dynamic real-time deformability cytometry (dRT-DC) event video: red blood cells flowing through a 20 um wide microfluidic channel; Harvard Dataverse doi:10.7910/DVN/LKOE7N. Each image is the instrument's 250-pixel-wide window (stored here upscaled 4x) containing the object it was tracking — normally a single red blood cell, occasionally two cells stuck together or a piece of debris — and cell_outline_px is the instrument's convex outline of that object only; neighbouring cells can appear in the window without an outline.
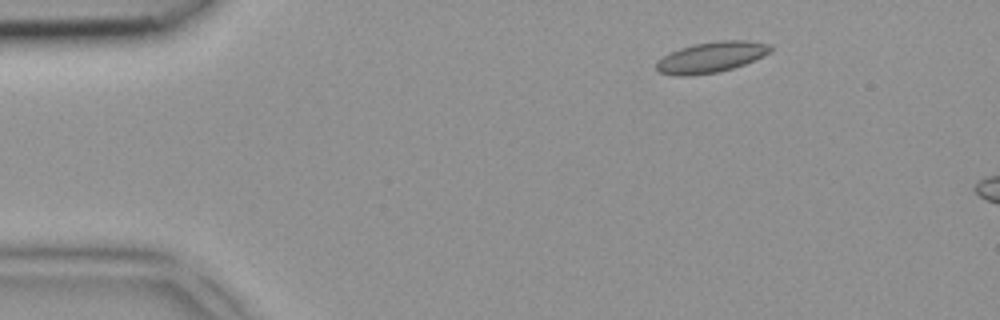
{"species": "common noctule bat (a hibernating species)", "species_latin": "Nyctalus noctula", "temperature_condition": "room temperature", "stored_images_in_passage": 2, "camera_frame_rate_fps": 3000, "um_per_image_px": 0.085, "animal": {"sex": "female", "body_mass_g": 18.4}, "frame": {"image": 1, "passage_image": 1, "time_ms": 0.0, "image_size_px": [1000, 320], "cell_outline_px": [[772, 52], [764, 56], [744, 64], [732, 68], [716, 72], [688, 76], [676, 76], [660, 72], [656, 68], [656, 60], [668, 52], [692, 44], [720, 40], [748, 40], [772, 44]], "centroid_in_image_um": [60.45, 4.84], "position_along_channel_um": 24.5, "area_um2": 20.69}}